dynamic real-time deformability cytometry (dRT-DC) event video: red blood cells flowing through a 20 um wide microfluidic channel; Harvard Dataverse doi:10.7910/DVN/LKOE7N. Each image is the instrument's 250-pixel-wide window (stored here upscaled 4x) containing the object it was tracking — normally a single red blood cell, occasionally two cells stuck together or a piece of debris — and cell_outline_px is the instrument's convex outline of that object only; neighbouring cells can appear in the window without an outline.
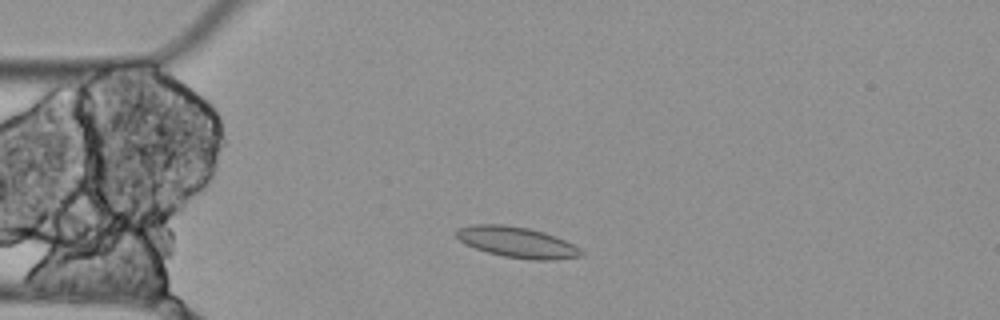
{"species": "Egyptian fruit bat (a non-hibernating species)", "species_latin": "Rousettus aegyptiacus", "temperature_condition": "cold", "stored_images_in_passage": 4, "segment_of_instrument_passage": [1, 2], "camera_frame_rate_fps": 3000, "um_per_image_px": 0.085, "animal": {"sex": "female"}, "frame": {"image": 1, "passage_image": 2, "time_ms": 0.333, "image_size_px": [1000, 320], "cell_outline_px": [[584, 252], [580, 256], [552, 260], [532, 260], [504, 256], [488, 252], [464, 244], [452, 232], [456, 228], [472, 224], [500, 224], [528, 228], [544, 232], [564, 240], [580, 248]], "centroid_in_image_um": [43.89, 20.58], "position_along_channel_um": 41.1, "area_um2": 22.37}}